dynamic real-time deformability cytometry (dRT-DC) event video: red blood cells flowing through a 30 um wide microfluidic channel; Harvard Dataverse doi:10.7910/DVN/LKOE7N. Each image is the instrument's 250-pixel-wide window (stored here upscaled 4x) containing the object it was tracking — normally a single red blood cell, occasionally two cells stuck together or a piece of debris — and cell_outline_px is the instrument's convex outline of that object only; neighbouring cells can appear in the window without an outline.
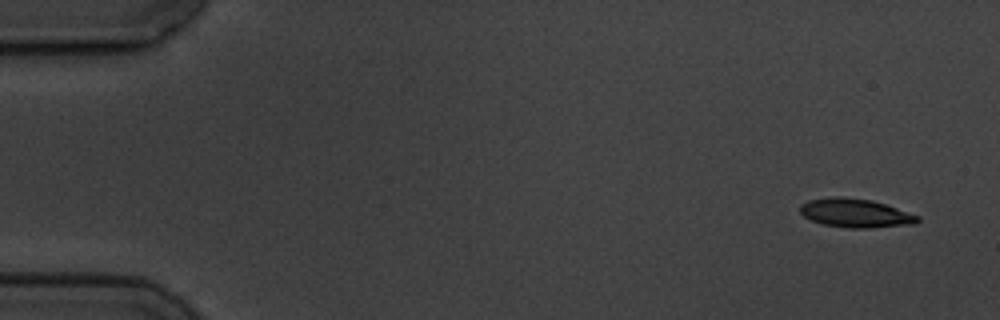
{"species": "common noctule bat (a hibernating species)", "species_latin": "Nyctalus noctula", "temperature_condition": "cold", "stored_images_in_passage": 5, "camera_frame_rate_fps": 3000, "um_per_image_px": 0.085, "animal": {"sex": "male", "body_mass_g": 19.5, "forearm_length_mm": 54.6}, "frame": {"image": 1, "passage_image": 1, "time_ms": 0.0, "image_size_px": [1000, 320], "cell_outline_px": [[920, 220], [916, 224], [868, 228], [848, 228], [824, 224], [812, 220], [804, 216], [800, 212], [800, 204], [808, 200], [832, 196], [840, 196], [872, 200], [920, 216]], "centroid_in_image_um": [72.71, 18.11], "position_along_channel_um": 12.3, "area_um2": 19.71}}
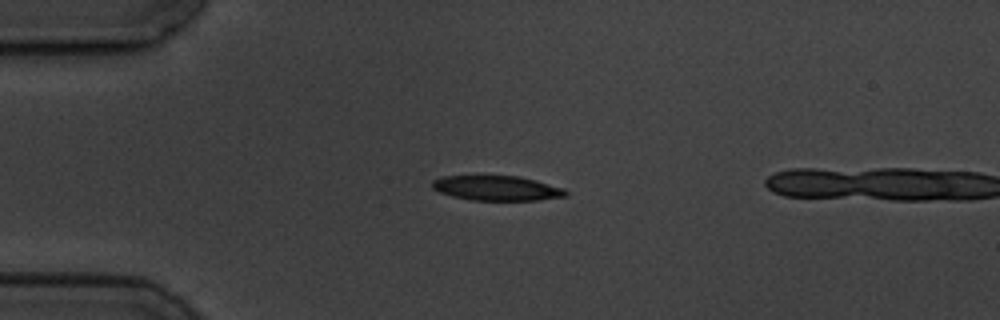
{"frame": {"image": 2, "passage_image": 4, "time_ms": 3.667, "image_size_px": [1000, 320], "cell_outline_px": [[568, 196], [536, 200], [472, 200], [452, 196], [440, 192], [432, 188], [432, 180], [444, 176], [516, 176], [536, 180], [564, 188], [568, 192]], "centroid_in_image_um": [42.24, 15.99], "position_along_channel_um": 42.8, "area_um2": 19.25}}